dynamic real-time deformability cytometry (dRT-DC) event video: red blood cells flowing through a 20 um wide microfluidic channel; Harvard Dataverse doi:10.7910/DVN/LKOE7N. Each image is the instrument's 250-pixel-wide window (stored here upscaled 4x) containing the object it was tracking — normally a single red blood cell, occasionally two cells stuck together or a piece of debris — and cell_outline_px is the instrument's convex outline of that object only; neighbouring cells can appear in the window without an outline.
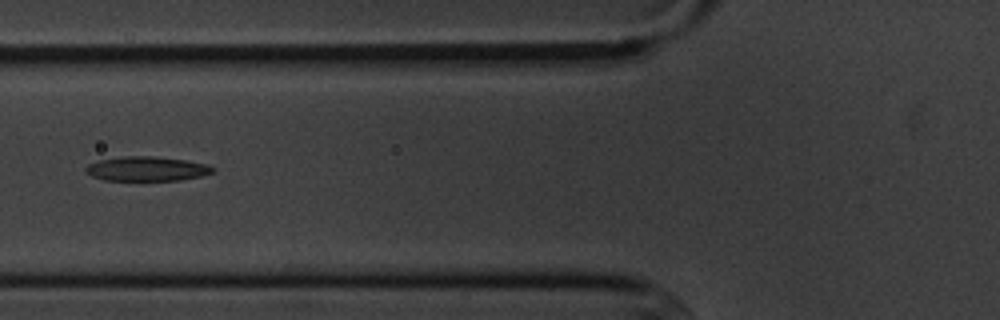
{"species": "common noctule bat (a hibernating species)", "species_latin": "Nyctalus noctula", "temperature_condition": "cold", "stored_images_in_passage": 4, "camera_frame_rate_fps": 3000, "um_per_image_px": 0.085, "animal": {"sex": "male", "body_mass_g": 20.1, "forearm_length_mm": 53.5}, "frame": {"image": 1, "passage_image": 4, "time_ms": 4.333, "image_size_px": [1000, 320], "cell_outline_px": [[216, 168], [212, 172], [200, 176], [180, 180], [104, 180], [92, 176], [84, 168], [88, 164], [100, 160], [124, 156], [152, 156], [184, 160], [208, 164]], "centroid_in_image_um": [12.49, 14.34], "position_along_channel_um": 113.3, "area_um2": 17.92}}